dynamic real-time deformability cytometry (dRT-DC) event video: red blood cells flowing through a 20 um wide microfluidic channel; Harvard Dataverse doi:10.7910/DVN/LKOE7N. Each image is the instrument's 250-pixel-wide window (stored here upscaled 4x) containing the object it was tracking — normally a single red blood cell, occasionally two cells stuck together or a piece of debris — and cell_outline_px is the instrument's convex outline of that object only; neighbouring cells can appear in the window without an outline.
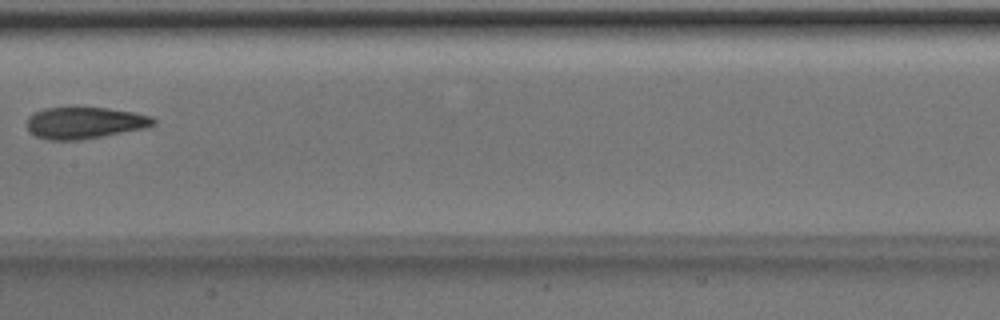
{"species": "Egyptian fruit bat (a non-hibernating species)", "species_latin": "Rousettus aegyptiacus", "temperature_condition": "room temperature", "stored_images_in_passage": 8, "camera_frame_rate_fps": 3000, "um_per_image_px": 0.085, "animal": {"sex": "male"}, "frame": {"image": 1, "passage_image": 8, "time_ms": 2.333, "image_size_px": [1000, 320], "cell_outline_px": [[156, 124], [144, 128], [80, 140], [48, 140], [36, 136], [28, 128], [28, 116], [32, 112], [44, 108], [108, 108], [132, 112], [152, 116], [156, 120]], "centroid_in_image_um": [7.19, 10.44], "position_along_channel_um": 200.2, "area_um2": 23.12}}